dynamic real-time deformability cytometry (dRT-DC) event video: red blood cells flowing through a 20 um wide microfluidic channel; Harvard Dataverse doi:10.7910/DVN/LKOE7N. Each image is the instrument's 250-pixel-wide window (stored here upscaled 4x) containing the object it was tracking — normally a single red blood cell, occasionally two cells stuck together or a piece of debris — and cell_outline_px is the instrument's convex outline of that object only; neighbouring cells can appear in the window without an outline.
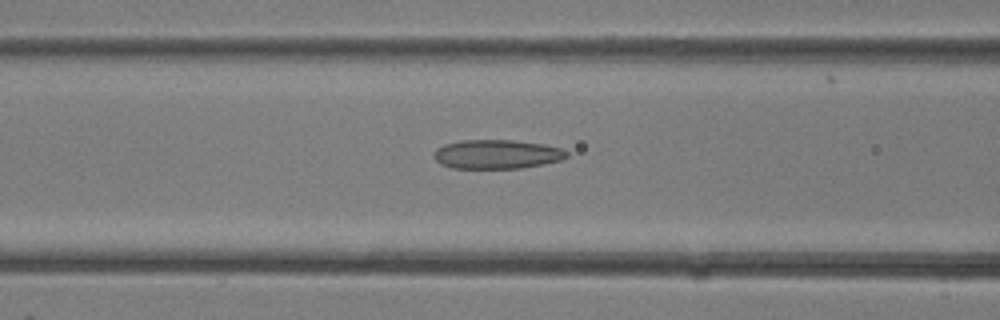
{"species": "common noctule bat (a hibernating species)", "species_latin": "Nyctalus noctula", "temperature_condition": "room temperature", "stored_images_in_passage": 25, "camera_frame_rate_fps": 3000, "um_per_image_px": 0.085, "animal": {"sex": "female"}, "frame": {"image": 1, "passage_image": 8, "time_ms": 2.333, "image_size_px": [1000, 320], "cell_outline_px": [[568, 156], [560, 160], [544, 164], [520, 168], [452, 168], [440, 164], [432, 156], [436, 148], [444, 144], [460, 140], [512, 140], [544, 144], [560, 148], [568, 152]], "centroid_in_image_um": [42.2, 13.11], "position_along_channel_um": 124.4, "area_um2": 22.6}}
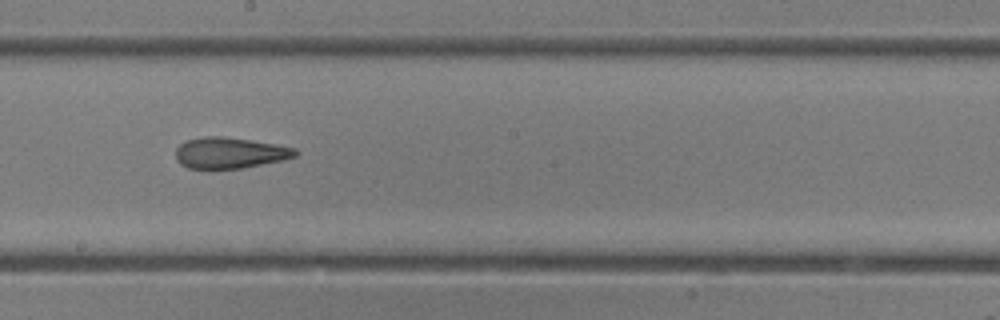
{"frame": {"image": 2, "passage_image": 13, "time_ms": 4.0, "image_size_px": [1000, 320], "cell_outline_px": [[296, 156], [284, 160], [240, 168], [188, 168], [180, 164], [176, 160], [176, 148], [184, 140], [204, 136], [220, 136], [276, 144], [296, 148]], "centroid_in_image_um": [19.5, 12.99], "position_along_channel_um": 228.7, "area_um2": 21.5}}
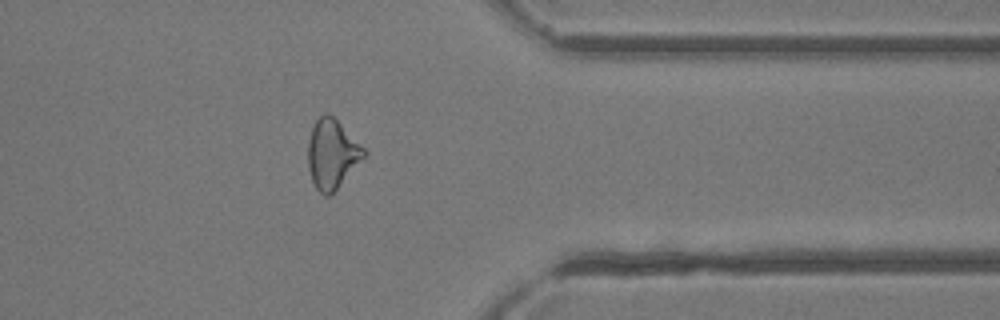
{"frame": {"image": 3, "passage_image": 21, "time_ms": 6.667, "image_size_px": [1000, 320], "cell_outline_px": [[368, 152], [336, 188], [328, 196], [324, 196], [316, 188], [312, 180], [308, 168], [308, 140], [312, 128], [316, 120], [324, 112], [332, 116]], "centroid_in_image_um": [28.19, 13.08], "position_along_channel_um": 383.2, "area_um2": 21.91}}